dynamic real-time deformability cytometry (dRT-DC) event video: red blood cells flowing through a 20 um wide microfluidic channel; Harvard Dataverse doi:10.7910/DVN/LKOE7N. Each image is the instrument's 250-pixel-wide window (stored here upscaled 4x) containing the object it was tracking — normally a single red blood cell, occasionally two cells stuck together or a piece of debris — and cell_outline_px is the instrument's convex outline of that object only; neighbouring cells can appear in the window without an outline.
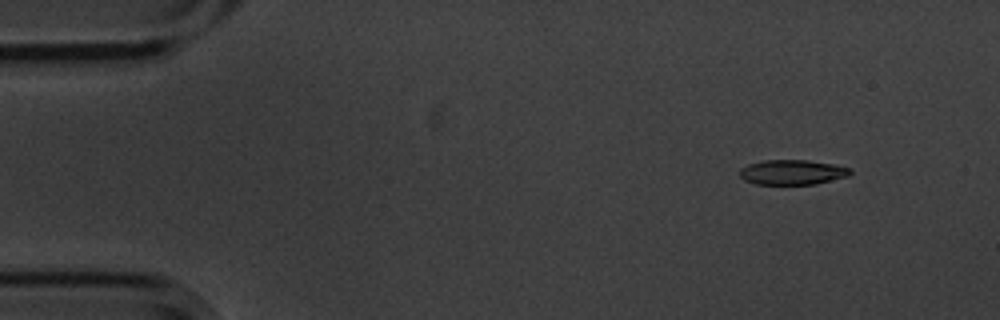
{"species": "common noctule bat (a hibernating species)", "species_latin": "Nyctalus noctula", "temperature_condition": "cold", "stored_images_in_passage": 6, "camera_frame_rate_fps": 3000, "um_per_image_px": 0.085, "animal": {"sex": "male", "body_mass_g": 20.1, "forearm_length_mm": 53.5}, "frame": {"image": 1, "passage_image": 2, "time_ms": 0.333, "image_size_px": [1000, 320], "cell_outline_px": [[852, 172], [848, 176], [816, 184], [756, 184], [744, 180], [740, 176], [740, 168], [748, 164], [764, 160], [808, 160], [832, 164], [852, 168]], "centroid_in_image_um": [67.35, 14.64], "position_along_channel_um": 17.7, "area_um2": 16.07}}
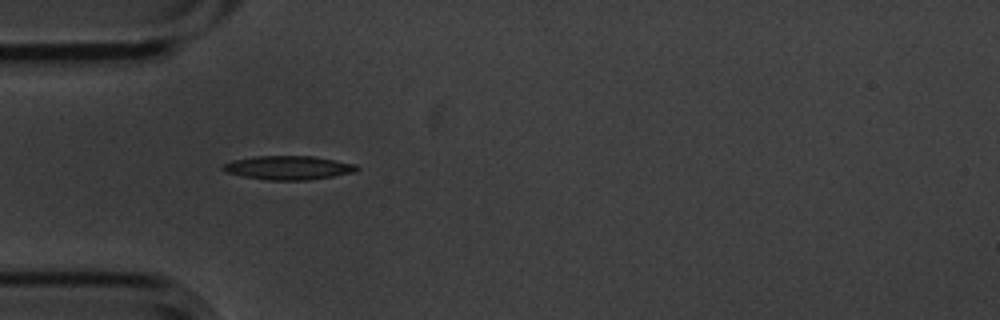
{"frame": {"image": 2, "passage_image": 5, "time_ms": 1.333, "image_size_px": [1000, 320], "cell_outline_px": [[360, 168], [356, 172], [308, 180], [268, 180], [244, 176], [224, 172], [220, 168], [224, 164], [232, 160], [256, 156], [312, 156], [356, 164]], "centroid_in_image_um": [24.5, 14.25], "position_along_channel_um": 60.5, "area_um2": 18.55}}
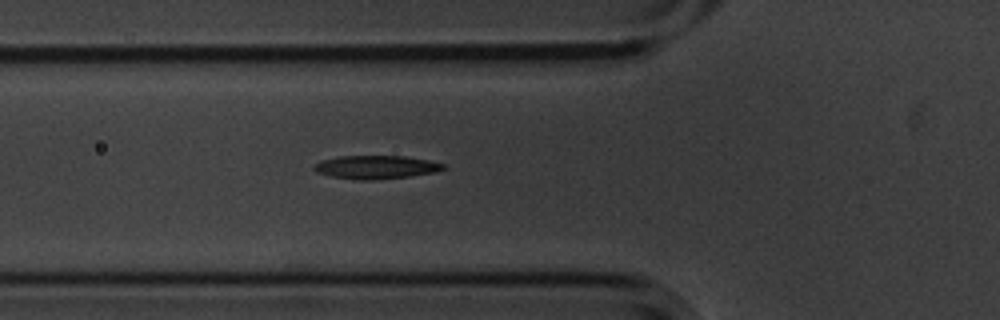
{"frame": {"image": 3, "passage_image": 6, "time_ms": 1.667, "image_size_px": [1000, 320], "cell_outline_px": [[448, 168], [436, 172], [412, 176], [372, 180], [360, 180], [332, 176], [316, 172], [312, 168], [320, 160], [340, 156], [404, 156], [428, 160], [448, 164]], "centroid_in_image_um": [32.02, 14.2], "position_along_channel_um": 93.8, "area_um2": 17.74}}